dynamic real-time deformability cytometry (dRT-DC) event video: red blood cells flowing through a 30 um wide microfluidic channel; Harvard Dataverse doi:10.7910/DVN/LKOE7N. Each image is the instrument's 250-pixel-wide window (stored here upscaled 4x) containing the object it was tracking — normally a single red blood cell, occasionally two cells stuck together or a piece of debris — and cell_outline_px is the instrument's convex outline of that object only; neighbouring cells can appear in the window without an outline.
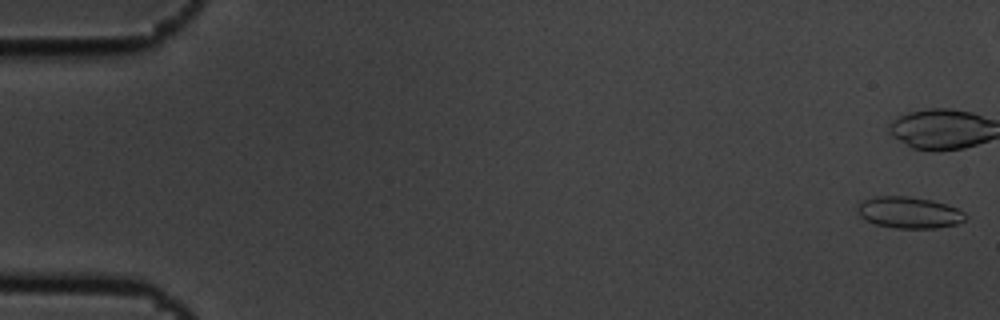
{"species": "common noctule bat (a hibernating species)", "species_latin": "Nyctalus noctula", "temperature_condition": "cold", "stored_images_in_passage": 6, "camera_frame_rate_fps": 3000, "um_per_image_px": 0.085, "animal": {"sex": "male", "body_mass_g": 19.5, "forearm_length_mm": 54.6}, "frame": {"image": 1, "passage_image": 1, "time_ms": 0.0, "image_size_px": [1000, 320], "cell_outline_px": [[968, 216], [964, 220], [956, 224], [936, 228], [896, 228], [876, 224], [860, 216], [856, 208], [860, 200], [876, 196], [908, 196], [932, 200], [956, 208], [964, 212]], "centroid_in_image_um": [77.25, 18.05], "position_along_channel_um": 7.8, "area_um2": 19.77}}